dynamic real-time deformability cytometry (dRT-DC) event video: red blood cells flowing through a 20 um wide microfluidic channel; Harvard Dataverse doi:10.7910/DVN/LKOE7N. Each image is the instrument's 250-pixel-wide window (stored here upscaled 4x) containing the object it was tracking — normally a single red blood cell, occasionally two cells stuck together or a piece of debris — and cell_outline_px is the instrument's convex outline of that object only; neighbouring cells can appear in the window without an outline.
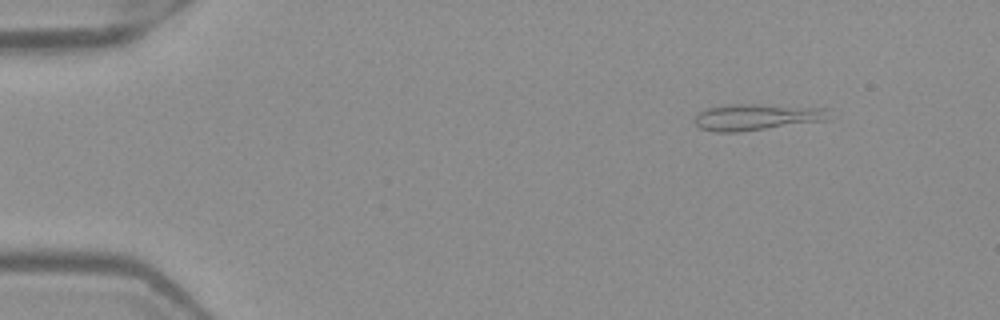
{"species": "Egyptian fruit bat (a non-hibernating species)", "species_latin": "Rousettus aegyptiacus", "temperature_condition": "warm", "stored_images_in_passage": 51, "camera_frame_rate_fps": 3000, "um_per_image_px": 0.085, "frame": {"image": 1, "passage_image": 6, "time_ms": 1.667, "image_size_px": [1000, 320], "cell_outline_px": [[832, 108], [828, 120], [736, 132], [716, 132], [700, 128], [696, 124], [696, 116], [700, 112], [708, 108], [732, 104], [760, 104]], "centroid_in_image_um": [64.4, 9.93], "position_along_channel_um": 20.6, "area_um2": 20.58}}
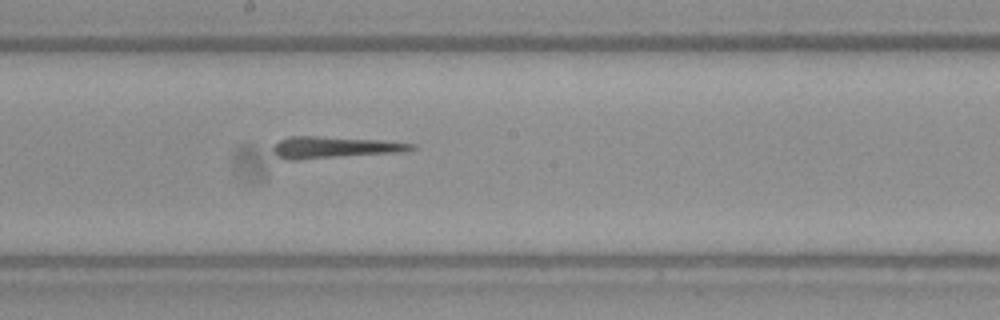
{"frame": {"image": 2, "passage_image": 28, "time_ms": 9.0, "image_size_px": [1000, 320], "cell_outline_px": [[416, 148], [404, 152], [296, 160], [284, 160], [276, 156], [272, 152], [272, 148], [280, 140], [288, 136], [316, 136], [380, 140], [416, 144]], "centroid_in_image_um": [28.4, 12.53], "position_along_channel_um": 219.8, "area_um2": 17.63}}
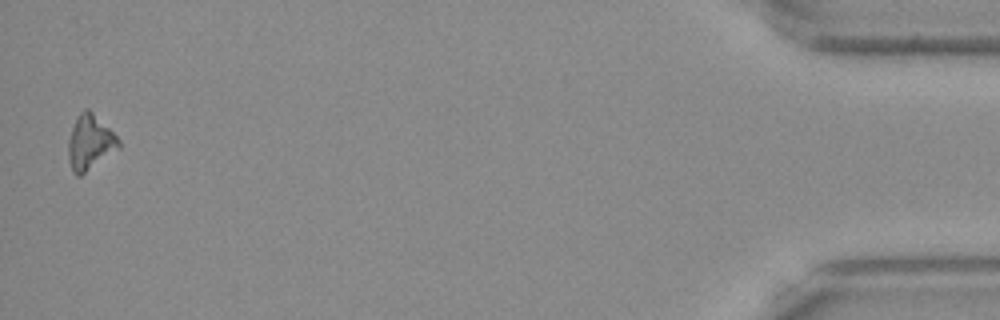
{"frame": {"image": 3, "passage_image": 50, "time_ms": 16.333, "image_size_px": [1000, 320], "cell_outline_px": [[120, 148], [80, 176], [76, 176], [72, 172], [68, 160], [68, 140], [76, 116], [84, 108], [88, 108], [120, 140]], "centroid_in_image_um": [7.62, 12.12], "position_along_channel_um": 427.6, "area_um2": 16.07}}